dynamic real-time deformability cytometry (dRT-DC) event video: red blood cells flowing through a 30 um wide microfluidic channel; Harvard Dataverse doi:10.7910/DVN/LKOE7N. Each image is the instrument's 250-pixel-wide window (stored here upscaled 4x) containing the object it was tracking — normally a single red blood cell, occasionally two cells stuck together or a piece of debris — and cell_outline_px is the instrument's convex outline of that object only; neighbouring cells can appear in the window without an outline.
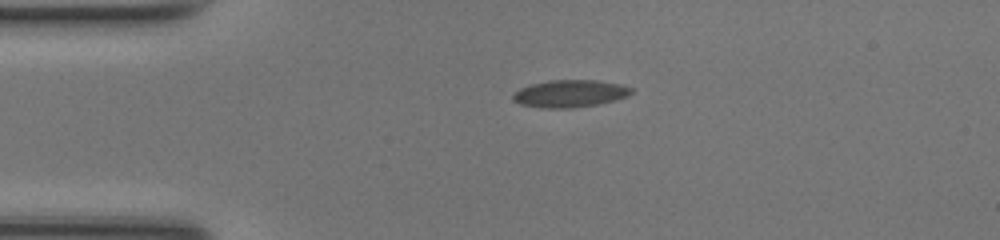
{"species": "common noctule bat (a hibernating species)", "species_latin": "Nyctalus noctula", "temperature_condition": "room temperature", "stored_images_in_passage": 39, "camera_frame_rate_fps": 3000, "um_per_image_px": 0.085, "animal": {"sex": "female", "body_mass_g": 17.0, "forearm_length_mm": 48.0}, "frame": {"image": 1, "passage_image": 1, "time_ms": 0.0, "image_size_px": [1000, 240], "cell_outline_px": [[632, 92], [628, 96], [616, 100], [596, 104], [572, 108], [540, 108], [520, 104], [512, 100], [512, 96], [520, 88], [528, 84], [548, 80], [596, 80], [624, 84], [632, 88]], "centroid_in_image_um": [48.44, 7.95], "position_along_channel_um": 36.6, "area_um2": 19.07}}
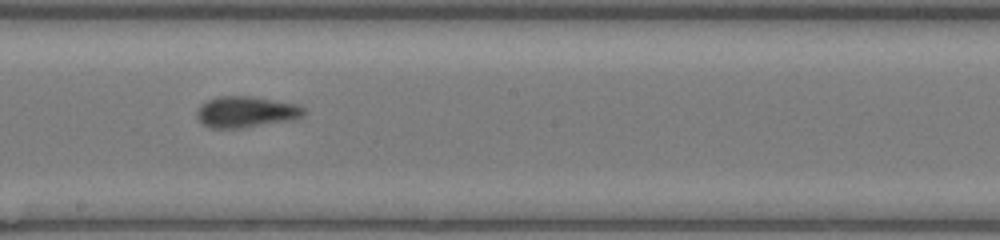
{"frame": {"image": 2, "passage_image": 17, "time_ms": 5.333, "image_size_px": [1000, 240], "cell_outline_px": [[304, 116], [296, 120], [240, 128], [208, 128], [196, 116], [196, 112], [200, 104], [216, 96], [252, 96], [296, 104], [304, 108]], "centroid_in_image_um": [20.91, 9.51], "position_along_channel_um": 227.3, "area_um2": 19.59}}
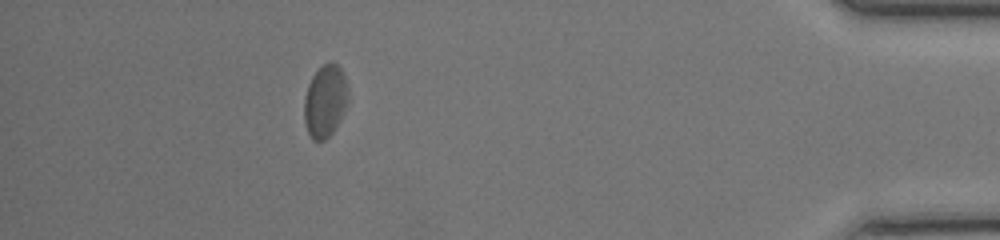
{"frame": {"image": 3, "passage_image": 34, "time_ms": 11.0, "image_size_px": [1000, 240], "cell_outline_px": [[348, 100], [344, 112], [336, 128], [324, 140], [312, 140], [308, 132], [304, 120], [304, 96], [308, 84], [312, 76], [328, 60], [332, 60], [340, 68], [344, 76], [348, 88]], "centroid_in_image_um": [27.64, 8.58], "position_along_channel_um": 407.6, "area_um2": 18.67}, "authors_computed_cell_mechanics": {"area_um2": 18.8428, "velocity_mm_per_s": 4.2051, "shape_relaxation_time_tau1_ms": 3.7724, "shape_relaxation_time_tau2_ms": 2.2121, "deformation_change_tau1": 0.0859, "deformation_change_tau2": 0.0748}}